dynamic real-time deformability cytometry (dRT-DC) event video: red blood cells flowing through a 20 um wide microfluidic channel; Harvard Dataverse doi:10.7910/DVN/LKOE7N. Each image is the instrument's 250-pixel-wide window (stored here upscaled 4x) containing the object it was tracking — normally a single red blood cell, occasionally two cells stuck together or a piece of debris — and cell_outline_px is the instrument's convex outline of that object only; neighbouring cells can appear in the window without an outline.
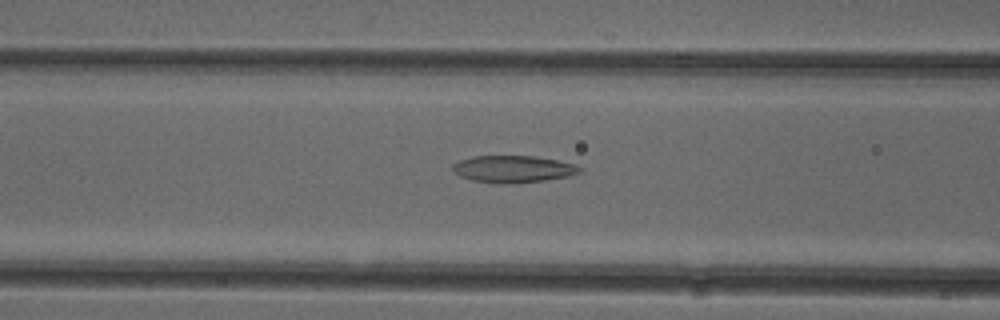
{"species": "common noctule bat (a hibernating species)", "species_latin": "Nyctalus noctula", "temperature_condition": "cold", "stored_images_in_passage": 52, "camera_frame_rate_fps": 3000, "um_per_image_px": 0.085, "animal": {"sex": "female"}, "frame": {"image": 1, "passage_image": 21, "time_ms": 6.667, "image_size_px": [1000, 320], "cell_outline_px": [[580, 172], [568, 176], [544, 180], [512, 184], [500, 184], [472, 180], [460, 176], [452, 172], [452, 164], [460, 160], [472, 156], [536, 156], [576, 164], [580, 168]], "centroid_in_image_um": [43.57, 14.37], "position_along_channel_um": 123.0, "area_um2": 20.06}}
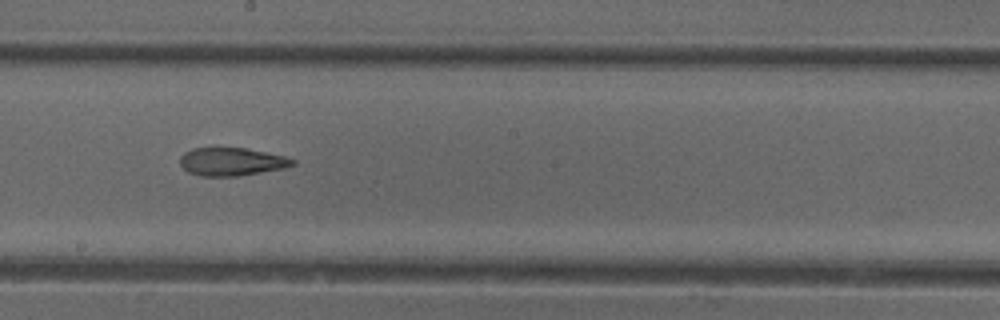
{"frame": {"image": 2, "passage_image": 29, "time_ms": 9.333, "image_size_px": [1000, 320], "cell_outline_px": [[296, 164], [284, 168], [236, 176], [200, 176], [188, 172], [180, 164], [180, 156], [184, 152], [192, 148], [212, 144], [248, 148], [284, 156], [296, 160]], "centroid_in_image_um": [19.63, 13.68], "position_along_channel_um": 228.6, "area_um2": 19.19}}
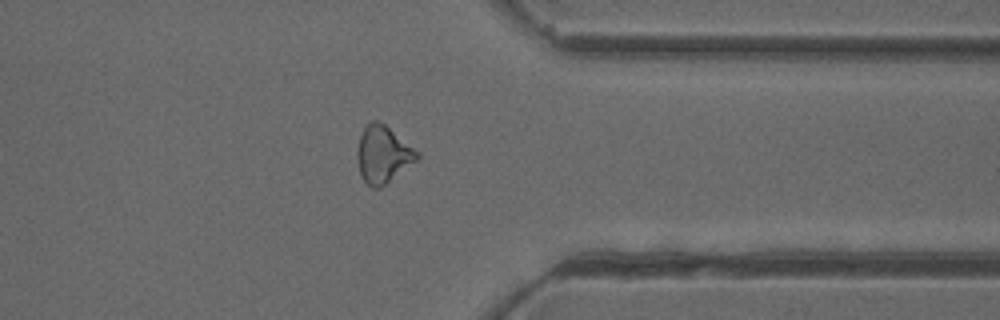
{"frame": {"image": 3, "passage_image": 41, "time_ms": 13.333, "image_size_px": [1000, 320], "cell_outline_px": [[420, 156], [416, 160], [380, 188], [372, 188], [360, 176], [356, 156], [356, 152], [360, 136], [364, 128], [372, 120], [376, 120], [384, 124], [420, 152]], "centroid_in_image_um": [32.53, 13.13], "position_along_channel_um": 378.9, "area_um2": 19.71}, "authors_computed_cell_mechanics": {"area_um2": 20.3745, "velocity_mm_per_s": 3.9511, "shape_relaxation_time_tau1_ms": null, "shape_relaxation_time_tau2_ms": 2.9508, "deformation_change_tau1": null, "deformation_change_tau2": 0.1104}}